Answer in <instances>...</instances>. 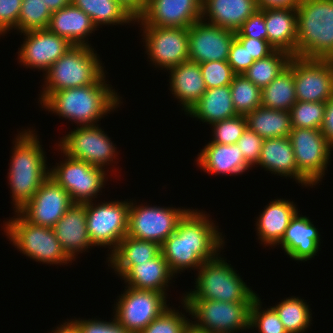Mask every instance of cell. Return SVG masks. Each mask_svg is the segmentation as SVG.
Returning <instances> with one entry per match:
<instances>
[{
    "label": "cell",
    "instance_id": "cell-1",
    "mask_svg": "<svg viewBox=\"0 0 333 333\" xmlns=\"http://www.w3.org/2000/svg\"><path fill=\"white\" fill-rule=\"evenodd\" d=\"M205 212L189 208L177 223L175 232L160 245L169 269L176 276L186 269L197 271L224 249L223 232L218 231L219 226Z\"/></svg>",
    "mask_w": 333,
    "mask_h": 333
},
{
    "label": "cell",
    "instance_id": "cell-2",
    "mask_svg": "<svg viewBox=\"0 0 333 333\" xmlns=\"http://www.w3.org/2000/svg\"><path fill=\"white\" fill-rule=\"evenodd\" d=\"M106 79L104 74L95 84L54 92L40 104L41 108L76 123L77 127L97 125L123 104L122 97Z\"/></svg>",
    "mask_w": 333,
    "mask_h": 333
},
{
    "label": "cell",
    "instance_id": "cell-3",
    "mask_svg": "<svg viewBox=\"0 0 333 333\" xmlns=\"http://www.w3.org/2000/svg\"><path fill=\"white\" fill-rule=\"evenodd\" d=\"M21 129L11 148L8 181L14 212L21 209L49 177L47 157L35 129ZM38 137V138H37Z\"/></svg>",
    "mask_w": 333,
    "mask_h": 333
},
{
    "label": "cell",
    "instance_id": "cell-4",
    "mask_svg": "<svg viewBox=\"0 0 333 333\" xmlns=\"http://www.w3.org/2000/svg\"><path fill=\"white\" fill-rule=\"evenodd\" d=\"M103 65L92 46L73 45L43 73L40 104L54 92L95 84L107 72Z\"/></svg>",
    "mask_w": 333,
    "mask_h": 333
},
{
    "label": "cell",
    "instance_id": "cell-5",
    "mask_svg": "<svg viewBox=\"0 0 333 333\" xmlns=\"http://www.w3.org/2000/svg\"><path fill=\"white\" fill-rule=\"evenodd\" d=\"M296 56L333 59V0H300Z\"/></svg>",
    "mask_w": 333,
    "mask_h": 333
},
{
    "label": "cell",
    "instance_id": "cell-6",
    "mask_svg": "<svg viewBox=\"0 0 333 333\" xmlns=\"http://www.w3.org/2000/svg\"><path fill=\"white\" fill-rule=\"evenodd\" d=\"M220 253L204 262L195 278V289L183 293L182 299H205L223 302H252L257 296L237 270Z\"/></svg>",
    "mask_w": 333,
    "mask_h": 333
},
{
    "label": "cell",
    "instance_id": "cell-7",
    "mask_svg": "<svg viewBox=\"0 0 333 333\" xmlns=\"http://www.w3.org/2000/svg\"><path fill=\"white\" fill-rule=\"evenodd\" d=\"M2 226L7 239L26 257L42 264L66 265L72 263L53 228L34 225L18 211Z\"/></svg>",
    "mask_w": 333,
    "mask_h": 333
},
{
    "label": "cell",
    "instance_id": "cell-8",
    "mask_svg": "<svg viewBox=\"0 0 333 333\" xmlns=\"http://www.w3.org/2000/svg\"><path fill=\"white\" fill-rule=\"evenodd\" d=\"M182 308L191 315V326L205 333H237L249 329L252 302H223L182 299Z\"/></svg>",
    "mask_w": 333,
    "mask_h": 333
},
{
    "label": "cell",
    "instance_id": "cell-9",
    "mask_svg": "<svg viewBox=\"0 0 333 333\" xmlns=\"http://www.w3.org/2000/svg\"><path fill=\"white\" fill-rule=\"evenodd\" d=\"M130 200L85 203L87 233L94 247L109 248L112 253L127 235Z\"/></svg>",
    "mask_w": 333,
    "mask_h": 333
},
{
    "label": "cell",
    "instance_id": "cell-10",
    "mask_svg": "<svg viewBox=\"0 0 333 333\" xmlns=\"http://www.w3.org/2000/svg\"><path fill=\"white\" fill-rule=\"evenodd\" d=\"M62 156L65 159L50 168L49 177L68 192L73 203L95 201L108 181L109 169L95 167L64 153Z\"/></svg>",
    "mask_w": 333,
    "mask_h": 333
},
{
    "label": "cell",
    "instance_id": "cell-11",
    "mask_svg": "<svg viewBox=\"0 0 333 333\" xmlns=\"http://www.w3.org/2000/svg\"><path fill=\"white\" fill-rule=\"evenodd\" d=\"M99 125L75 127L76 129L59 138L57 149L71 158L105 170L117 159L119 153L116 145Z\"/></svg>",
    "mask_w": 333,
    "mask_h": 333
},
{
    "label": "cell",
    "instance_id": "cell-12",
    "mask_svg": "<svg viewBox=\"0 0 333 333\" xmlns=\"http://www.w3.org/2000/svg\"><path fill=\"white\" fill-rule=\"evenodd\" d=\"M125 287L114 303V317L130 333H140L167 308L164 293ZM127 288V289H126Z\"/></svg>",
    "mask_w": 333,
    "mask_h": 333
},
{
    "label": "cell",
    "instance_id": "cell-13",
    "mask_svg": "<svg viewBox=\"0 0 333 333\" xmlns=\"http://www.w3.org/2000/svg\"><path fill=\"white\" fill-rule=\"evenodd\" d=\"M188 208L160 207L130 201L127 236L161 245L176 230Z\"/></svg>",
    "mask_w": 333,
    "mask_h": 333
},
{
    "label": "cell",
    "instance_id": "cell-14",
    "mask_svg": "<svg viewBox=\"0 0 333 333\" xmlns=\"http://www.w3.org/2000/svg\"><path fill=\"white\" fill-rule=\"evenodd\" d=\"M289 138L298 171L313 186H316L326 174L333 147L328 143L321 129L292 128Z\"/></svg>",
    "mask_w": 333,
    "mask_h": 333
},
{
    "label": "cell",
    "instance_id": "cell-15",
    "mask_svg": "<svg viewBox=\"0 0 333 333\" xmlns=\"http://www.w3.org/2000/svg\"><path fill=\"white\" fill-rule=\"evenodd\" d=\"M141 27L142 42L149 62L159 70H169L189 60L188 28Z\"/></svg>",
    "mask_w": 333,
    "mask_h": 333
},
{
    "label": "cell",
    "instance_id": "cell-16",
    "mask_svg": "<svg viewBox=\"0 0 333 333\" xmlns=\"http://www.w3.org/2000/svg\"><path fill=\"white\" fill-rule=\"evenodd\" d=\"M298 101L327 102L333 96V59L292 56Z\"/></svg>",
    "mask_w": 333,
    "mask_h": 333
},
{
    "label": "cell",
    "instance_id": "cell-17",
    "mask_svg": "<svg viewBox=\"0 0 333 333\" xmlns=\"http://www.w3.org/2000/svg\"><path fill=\"white\" fill-rule=\"evenodd\" d=\"M23 44L18 48V62L26 68L46 72L73 44L47 29L23 33Z\"/></svg>",
    "mask_w": 333,
    "mask_h": 333
},
{
    "label": "cell",
    "instance_id": "cell-18",
    "mask_svg": "<svg viewBox=\"0 0 333 333\" xmlns=\"http://www.w3.org/2000/svg\"><path fill=\"white\" fill-rule=\"evenodd\" d=\"M73 204L68 192L48 177L18 212L34 225L53 228Z\"/></svg>",
    "mask_w": 333,
    "mask_h": 333
},
{
    "label": "cell",
    "instance_id": "cell-19",
    "mask_svg": "<svg viewBox=\"0 0 333 333\" xmlns=\"http://www.w3.org/2000/svg\"><path fill=\"white\" fill-rule=\"evenodd\" d=\"M203 0H147L136 18L140 26L189 28L201 20Z\"/></svg>",
    "mask_w": 333,
    "mask_h": 333
},
{
    "label": "cell",
    "instance_id": "cell-20",
    "mask_svg": "<svg viewBox=\"0 0 333 333\" xmlns=\"http://www.w3.org/2000/svg\"><path fill=\"white\" fill-rule=\"evenodd\" d=\"M188 37L189 61H227L235 31L200 20L188 28Z\"/></svg>",
    "mask_w": 333,
    "mask_h": 333
},
{
    "label": "cell",
    "instance_id": "cell-21",
    "mask_svg": "<svg viewBox=\"0 0 333 333\" xmlns=\"http://www.w3.org/2000/svg\"><path fill=\"white\" fill-rule=\"evenodd\" d=\"M299 212L291 219L278 245L292 260L305 262L317 256L320 251L321 235L309 216H303Z\"/></svg>",
    "mask_w": 333,
    "mask_h": 333
},
{
    "label": "cell",
    "instance_id": "cell-22",
    "mask_svg": "<svg viewBox=\"0 0 333 333\" xmlns=\"http://www.w3.org/2000/svg\"><path fill=\"white\" fill-rule=\"evenodd\" d=\"M53 230L62 249L75 261L79 253L93 248L87 233L85 203H74L57 221Z\"/></svg>",
    "mask_w": 333,
    "mask_h": 333
},
{
    "label": "cell",
    "instance_id": "cell-23",
    "mask_svg": "<svg viewBox=\"0 0 333 333\" xmlns=\"http://www.w3.org/2000/svg\"><path fill=\"white\" fill-rule=\"evenodd\" d=\"M258 166L271 174L290 177L304 187L313 185L298 171L293 146L289 137L268 138L263 140Z\"/></svg>",
    "mask_w": 333,
    "mask_h": 333
},
{
    "label": "cell",
    "instance_id": "cell-24",
    "mask_svg": "<svg viewBox=\"0 0 333 333\" xmlns=\"http://www.w3.org/2000/svg\"><path fill=\"white\" fill-rule=\"evenodd\" d=\"M297 212V205L293 201L283 198L272 199L255 221L259 243L264 247L278 246Z\"/></svg>",
    "mask_w": 333,
    "mask_h": 333
},
{
    "label": "cell",
    "instance_id": "cell-25",
    "mask_svg": "<svg viewBox=\"0 0 333 333\" xmlns=\"http://www.w3.org/2000/svg\"><path fill=\"white\" fill-rule=\"evenodd\" d=\"M197 166L207 174L212 175H241L251 167L240 150L239 145H224L207 143L196 158Z\"/></svg>",
    "mask_w": 333,
    "mask_h": 333
},
{
    "label": "cell",
    "instance_id": "cell-26",
    "mask_svg": "<svg viewBox=\"0 0 333 333\" xmlns=\"http://www.w3.org/2000/svg\"><path fill=\"white\" fill-rule=\"evenodd\" d=\"M127 287L138 290H152L164 293L172 283L175 275L169 269L168 263L160 252L148 262L129 266L120 276ZM171 281V282H170Z\"/></svg>",
    "mask_w": 333,
    "mask_h": 333
},
{
    "label": "cell",
    "instance_id": "cell-27",
    "mask_svg": "<svg viewBox=\"0 0 333 333\" xmlns=\"http://www.w3.org/2000/svg\"><path fill=\"white\" fill-rule=\"evenodd\" d=\"M258 9L257 0H203L201 20L236 32Z\"/></svg>",
    "mask_w": 333,
    "mask_h": 333
},
{
    "label": "cell",
    "instance_id": "cell-28",
    "mask_svg": "<svg viewBox=\"0 0 333 333\" xmlns=\"http://www.w3.org/2000/svg\"><path fill=\"white\" fill-rule=\"evenodd\" d=\"M169 90L177 98L185 114L207 90L198 63L185 61L169 69Z\"/></svg>",
    "mask_w": 333,
    "mask_h": 333
},
{
    "label": "cell",
    "instance_id": "cell-29",
    "mask_svg": "<svg viewBox=\"0 0 333 333\" xmlns=\"http://www.w3.org/2000/svg\"><path fill=\"white\" fill-rule=\"evenodd\" d=\"M264 18L269 44L296 56L297 8H266Z\"/></svg>",
    "mask_w": 333,
    "mask_h": 333
},
{
    "label": "cell",
    "instance_id": "cell-30",
    "mask_svg": "<svg viewBox=\"0 0 333 333\" xmlns=\"http://www.w3.org/2000/svg\"><path fill=\"white\" fill-rule=\"evenodd\" d=\"M48 29L54 34L66 38L73 45L91 46L87 37L95 32L97 27L84 11L71 3L52 12Z\"/></svg>",
    "mask_w": 333,
    "mask_h": 333
},
{
    "label": "cell",
    "instance_id": "cell-31",
    "mask_svg": "<svg viewBox=\"0 0 333 333\" xmlns=\"http://www.w3.org/2000/svg\"><path fill=\"white\" fill-rule=\"evenodd\" d=\"M186 115L209 125L236 116L230 86L207 89Z\"/></svg>",
    "mask_w": 333,
    "mask_h": 333
},
{
    "label": "cell",
    "instance_id": "cell-32",
    "mask_svg": "<svg viewBox=\"0 0 333 333\" xmlns=\"http://www.w3.org/2000/svg\"><path fill=\"white\" fill-rule=\"evenodd\" d=\"M161 252L160 245L154 241L125 236L117 248L107 257L108 267L119 277L129 266L148 262Z\"/></svg>",
    "mask_w": 333,
    "mask_h": 333
},
{
    "label": "cell",
    "instance_id": "cell-33",
    "mask_svg": "<svg viewBox=\"0 0 333 333\" xmlns=\"http://www.w3.org/2000/svg\"><path fill=\"white\" fill-rule=\"evenodd\" d=\"M245 117L247 127L263 139L289 137L292 131L290 111L260 106Z\"/></svg>",
    "mask_w": 333,
    "mask_h": 333
},
{
    "label": "cell",
    "instance_id": "cell-34",
    "mask_svg": "<svg viewBox=\"0 0 333 333\" xmlns=\"http://www.w3.org/2000/svg\"><path fill=\"white\" fill-rule=\"evenodd\" d=\"M71 3L84 11L97 28L135 24L136 18L117 0H71Z\"/></svg>",
    "mask_w": 333,
    "mask_h": 333
},
{
    "label": "cell",
    "instance_id": "cell-35",
    "mask_svg": "<svg viewBox=\"0 0 333 333\" xmlns=\"http://www.w3.org/2000/svg\"><path fill=\"white\" fill-rule=\"evenodd\" d=\"M294 65H289L270 84L261 89V106L275 110L290 111L297 102Z\"/></svg>",
    "mask_w": 333,
    "mask_h": 333
},
{
    "label": "cell",
    "instance_id": "cell-36",
    "mask_svg": "<svg viewBox=\"0 0 333 333\" xmlns=\"http://www.w3.org/2000/svg\"><path fill=\"white\" fill-rule=\"evenodd\" d=\"M301 297L291 296L271 306L282 321L287 333H304L311 326L310 306Z\"/></svg>",
    "mask_w": 333,
    "mask_h": 333
},
{
    "label": "cell",
    "instance_id": "cell-37",
    "mask_svg": "<svg viewBox=\"0 0 333 333\" xmlns=\"http://www.w3.org/2000/svg\"><path fill=\"white\" fill-rule=\"evenodd\" d=\"M292 56L275 50L268 57L256 60L243 74L260 89L266 87L289 65Z\"/></svg>",
    "mask_w": 333,
    "mask_h": 333
},
{
    "label": "cell",
    "instance_id": "cell-38",
    "mask_svg": "<svg viewBox=\"0 0 333 333\" xmlns=\"http://www.w3.org/2000/svg\"><path fill=\"white\" fill-rule=\"evenodd\" d=\"M229 86L237 115L246 116L261 106V89L248 80L244 74H235Z\"/></svg>",
    "mask_w": 333,
    "mask_h": 333
},
{
    "label": "cell",
    "instance_id": "cell-39",
    "mask_svg": "<svg viewBox=\"0 0 333 333\" xmlns=\"http://www.w3.org/2000/svg\"><path fill=\"white\" fill-rule=\"evenodd\" d=\"M52 13L43 0H22L16 30L22 33L47 29Z\"/></svg>",
    "mask_w": 333,
    "mask_h": 333
},
{
    "label": "cell",
    "instance_id": "cell-40",
    "mask_svg": "<svg viewBox=\"0 0 333 333\" xmlns=\"http://www.w3.org/2000/svg\"><path fill=\"white\" fill-rule=\"evenodd\" d=\"M326 102L297 101L290 109L292 128L321 129Z\"/></svg>",
    "mask_w": 333,
    "mask_h": 333
},
{
    "label": "cell",
    "instance_id": "cell-41",
    "mask_svg": "<svg viewBox=\"0 0 333 333\" xmlns=\"http://www.w3.org/2000/svg\"><path fill=\"white\" fill-rule=\"evenodd\" d=\"M261 307L262 302L258 295L250 307L249 329H258V333H287L276 311L271 306L266 309Z\"/></svg>",
    "mask_w": 333,
    "mask_h": 333
},
{
    "label": "cell",
    "instance_id": "cell-42",
    "mask_svg": "<svg viewBox=\"0 0 333 333\" xmlns=\"http://www.w3.org/2000/svg\"><path fill=\"white\" fill-rule=\"evenodd\" d=\"M182 313L170 306L140 333H186L191 320Z\"/></svg>",
    "mask_w": 333,
    "mask_h": 333
},
{
    "label": "cell",
    "instance_id": "cell-43",
    "mask_svg": "<svg viewBox=\"0 0 333 333\" xmlns=\"http://www.w3.org/2000/svg\"><path fill=\"white\" fill-rule=\"evenodd\" d=\"M212 140L208 143H218L224 145L236 144L247 127L246 117L236 115L211 124Z\"/></svg>",
    "mask_w": 333,
    "mask_h": 333
},
{
    "label": "cell",
    "instance_id": "cell-44",
    "mask_svg": "<svg viewBox=\"0 0 333 333\" xmlns=\"http://www.w3.org/2000/svg\"><path fill=\"white\" fill-rule=\"evenodd\" d=\"M199 66L207 89L230 85L235 76L227 61H208Z\"/></svg>",
    "mask_w": 333,
    "mask_h": 333
},
{
    "label": "cell",
    "instance_id": "cell-45",
    "mask_svg": "<svg viewBox=\"0 0 333 333\" xmlns=\"http://www.w3.org/2000/svg\"><path fill=\"white\" fill-rule=\"evenodd\" d=\"M263 140L264 139L260 137L256 132L246 127V129L242 133V136L237 141V144L240 147L246 163L251 168L258 167L256 165L261 155Z\"/></svg>",
    "mask_w": 333,
    "mask_h": 333
},
{
    "label": "cell",
    "instance_id": "cell-46",
    "mask_svg": "<svg viewBox=\"0 0 333 333\" xmlns=\"http://www.w3.org/2000/svg\"><path fill=\"white\" fill-rule=\"evenodd\" d=\"M79 333H130L113 318L109 321L99 319H71Z\"/></svg>",
    "mask_w": 333,
    "mask_h": 333
},
{
    "label": "cell",
    "instance_id": "cell-47",
    "mask_svg": "<svg viewBox=\"0 0 333 333\" xmlns=\"http://www.w3.org/2000/svg\"><path fill=\"white\" fill-rule=\"evenodd\" d=\"M22 0H0V37L16 30Z\"/></svg>",
    "mask_w": 333,
    "mask_h": 333
},
{
    "label": "cell",
    "instance_id": "cell-48",
    "mask_svg": "<svg viewBox=\"0 0 333 333\" xmlns=\"http://www.w3.org/2000/svg\"><path fill=\"white\" fill-rule=\"evenodd\" d=\"M235 36H246L259 40H267L264 9H258L248 17L242 26L235 32Z\"/></svg>",
    "mask_w": 333,
    "mask_h": 333
},
{
    "label": "cell",
    "instance_id": "cell-49",
    "mask_svg": "<svg viewBox=\"0 0 333 333\" xmlns=\"http://www.w3.org/2000/svg\"><path fill=\"white\" fill-rule=\"evenodd\" d=\"M235 74H243L255 61L236 38L231 45L227 60Z\"/></svg>",
    "mask_w": 333,
    "mask_h": 333
},
{
    "label": "cell",
    "instance_id": "cell-50",
    "mask_svg": "<svg viewBox=\"0 0 333 333\" xmlns=\"http://www.w3.org/2000/svg\"><path fill=\"white\" fill-rule=\"evenodd\" d=\"M235 38L247 48L250 56H253L254 61L266 58L275 51L267 40H259L246 36H235Z\"/></svg>",
    "mask_w": 333,
    "mask_h": 333
},
{
    "label": "cell",
    "instance_id": "cell-51",
    "mask_svg": "<svg viewBox=\"0 0 333 333\" xmlns=\"http://www.w3.org/2000/svg\"><path fill=\"white\" fill-rule=\"evenodd\" d=\"M321 132L333 147V96L326 102L324 122Z\"/></svg>",
    "mask_w": 333,
    "mask_h": 333
},
{
    "label": "cell",
    "instance_id": "cell-52",
    "mask_svg": "<svg viewBox=\"0 0 333 333\" xmlns=\"http://www.w3.org/2000/svg\"><path fill=\"white\" fill-rule=\"evenodd\" d=\"M300 0H257L259 9L266 8H297Z\"/></svg>",
    "mask_w": 333,
    "mask_h": 333
},
{
    "label": "cell",
    "instance_id": "cell-53",
    "mask_svg": "<svg viewBox=\"0 0 333 333\" xmlns=\"http://www.w3.org/2000/svg\"><path fill=\"white\" fill-rule=\"evenodd\" d=\"M124 6L135 18H137L145 9L147 0H117Z\"/></svg>",
    "mask_w": 333,
    "mask_h": 333
},
{
    "label": "cell",
    "instance_id": "cell-54",
    "mask_svg": "<svg viewBox=\"0 0 333 333\" xmlns=\"http://www.w3.org/2000/svg\"><path fill=\"white\" fill-rule=\"evenodd\" d=\"M67 320L68 321H64L61 325L58 324L56 329H53L51 333H79L75 324L71 320Z\"/></svg>",
    "mask_w": 333,
    "mask_h": 333
},
{
    "label": "cell",
    "instance_id": "cell-55",
    "mask_svg": "<svg viewBox=\"0 0 333 333\" xmlns=\"http://www.w3.org/2000/svg\"><path fill=\"white\" fill-rule=\"evenodd\" d=\"M44 3L47 4V8L50 10V12L58 11L61 8H64L65 6H68L71 4V0H43Z\"/></svg>",
    "mask_w": 333,
    "mask_h": 333
},
{
    "label": "cell",
    "instance_id": "cell-56",
    "mask_svg": "<svg viewBox=\"0 0 333 333\" xmlns=\"http://www.w3.org/2000/svg\"><path fill=\"white\" fill-rule=\"evenodd\" d=\"M186 333H205V332H201V331H198V330H195L192 326H190Z\"/></svg>",
    "mask_w": 333,
    "mask_h": 333
}]
</instances>
